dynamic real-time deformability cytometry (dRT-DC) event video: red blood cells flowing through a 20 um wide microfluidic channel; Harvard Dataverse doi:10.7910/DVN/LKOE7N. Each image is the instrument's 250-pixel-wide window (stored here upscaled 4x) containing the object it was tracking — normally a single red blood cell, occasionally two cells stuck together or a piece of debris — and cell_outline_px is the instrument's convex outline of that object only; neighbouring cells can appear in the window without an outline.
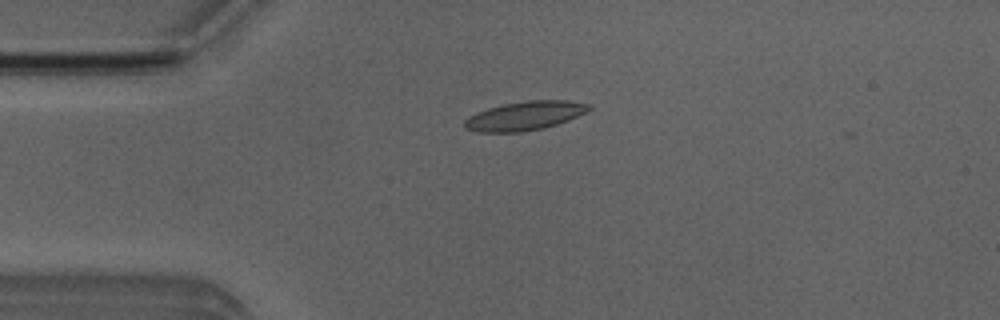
{"species": "Egyptian fruit bat (a non-hibernating species)", "species_latin": "Rousettus aegyptiacus", "temperature_condition": "room temperature", "stored_images_in_passage": 40, "camera_frame_rate_fps": 3000, "um_per_image_px": 0.085, "animal": {"sex": "male"}, "frame": {"image": 1, "passage_image": 1, "time_ms": 0.0, "image_size_px": [1000, 320], "cell_outline_px": [[592, 108], [568, 120], [544, 128], [520, 132], [476, 132], [464, 128], [464, 120], [468, 116], [476, 112], [488, 108], [504, 104], [528, 100], [568, 100], [592, 104]], "centroid_in_image_um": [44.58, 9.84], "position_along_channel_um": 40.4, "area_um2": 20.98}}
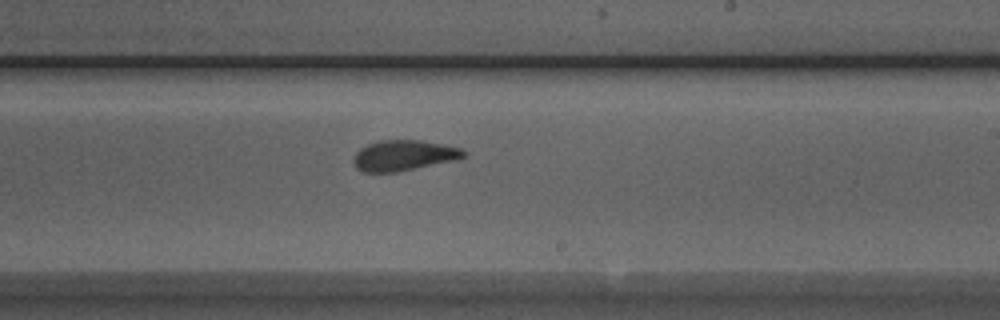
{"frame": {"image": 2, "passage_image": 19, "time_ms": 6.0, "image_size_px": [1000, 320], "cell_outline_px": [[468, 152], [460, 160], [396, 172], [364, 172], [356, 168], [352, 160], [356, 152], [360, 148], [368, 144], [380, 140], [420, 140], [460, 148]], "centroid_in_image_um": [34.33, 13.22], "position_along_channel_um": 254.7, "area_um2": 19.77}}
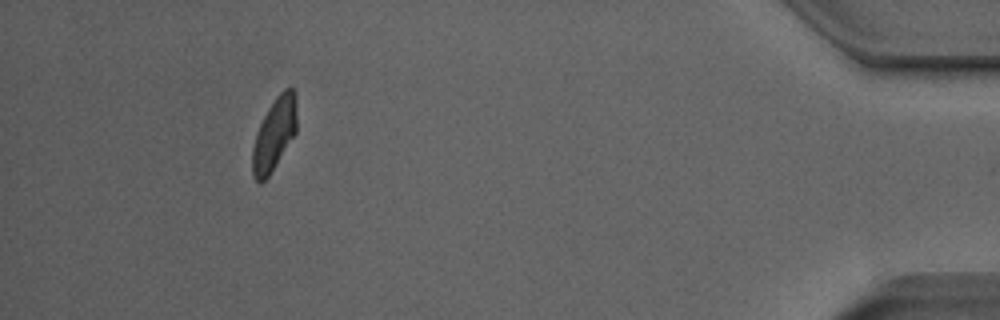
{"frame": {"image": 3, "passage_image": 36, "time_ms": 11.667, "image_size_px": [1000, 320], "cell_outline_px": [[296, 132], [268, 176], [260, 184], [252, 176], [252, 148], [256, 132], [268, 108], [276, 96], [284, 88], [292, 84], [296, 92]], "centroid_in_image_um": [23.31, 11.34], "position_along_channel_um": 411.9, "area_um2": 18.79}, "authors_computed_cell_mechanics": {"area_um2": 19.8254, "velocity_mm_per_s": 3.9677, "shape_relaxation_time_tau1_ms": 4.4482, "shape_relaxation_time_tau2_ms": 1.6434, "deformation_change_tau1": 0.1723, "deformation_change_tau2": 0.0897}}